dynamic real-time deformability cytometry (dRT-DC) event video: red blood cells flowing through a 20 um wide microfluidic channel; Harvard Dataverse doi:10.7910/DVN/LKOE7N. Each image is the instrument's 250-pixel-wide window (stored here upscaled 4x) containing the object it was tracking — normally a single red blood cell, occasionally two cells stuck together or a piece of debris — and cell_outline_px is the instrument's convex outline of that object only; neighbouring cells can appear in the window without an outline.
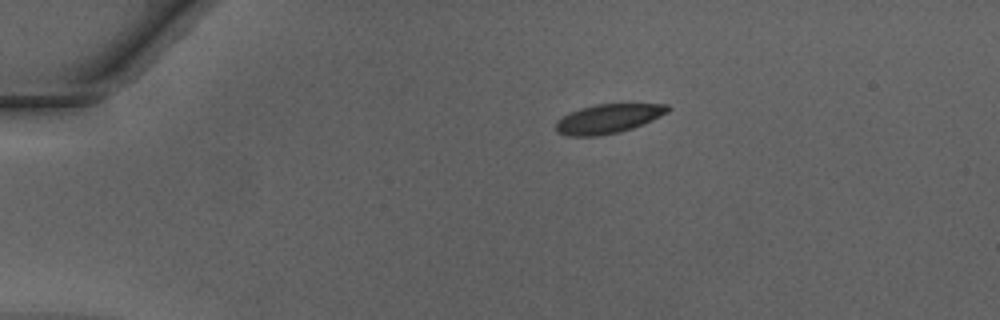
{"species": "Egyptian fruit bat (a non-hibernating species)", "species_latin": "Rousettus aegyptiacus", "temperature_condition": "warm", "stored_images_in_passage": 40, "camera_frame_rate_fps": 3000, "um_per_image_px": 0.085, "animal": {"sex": "male"}, "frame": {"image": 1, "passage_image": 1, "time_ms": 0.0, "image_size_px": [1000, 320], "cell_outline_px": [[672, 108], [668, 112], [644, 124], [620, 132], [600, 136], [568, 136], [556, 132], [556, 124], [568, 112], [580, 108], [596, 104], [668, 104]], "centroid_in_image_um": [51.71, 10.09], "position_along_channel_um": 33.3, "area_um2": 19.07}}
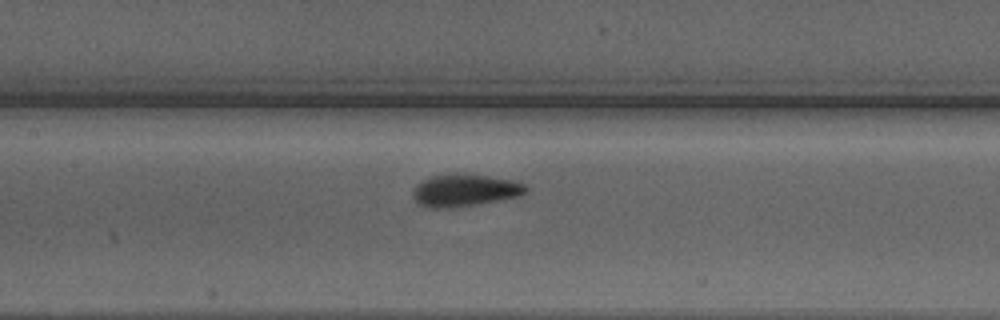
{"frame": {"image": 2, "passage_image": 15, "time_ms": 4.667, "image_size_px": [1000, 320], "cell_outline_px": [[528, 188], [520, 196], [476, 204], [452, 208], [424, 208], [416, 204], [412, 196], [412, 188], [416, 184], [432, 176], [456, 172], [488, 176], [512, 180], [524, 184]], "centroid_in_image_um": [39.42, 16.18], "position_along_channel_um": 168.0, "area_um2": 21.56}}
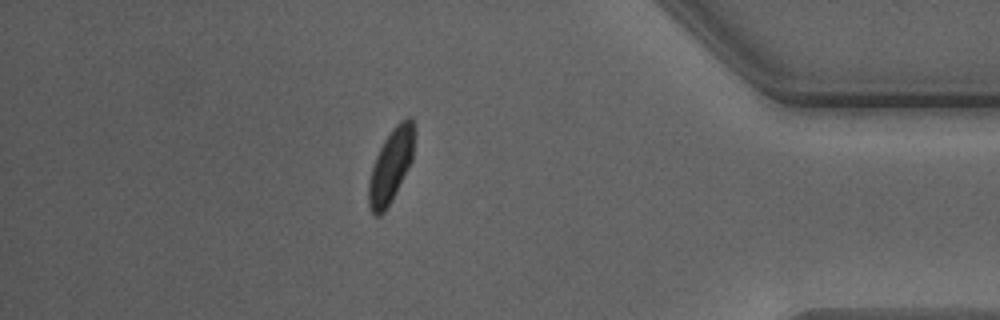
{"frame": {"image": 3, "passage_image": 34, "time_ms": 11.0, "image_size_px": [1000, 320], "cell_outline_px": [[412, 160], [408, 168], [384, 212], [380, 216], [376, 216], [372, 212], [368, 204], [368, 184], [372, 168], [376, 156], [384, 140], [392, 128], [400, 120], [408, 116], [412, 120]], "centroid_in_image_um": [33.18, 14.11], "position_along_channel_um": 402.0, "area_um2": 18.84}, "authors_computed_cell_mechanics": {"area_um2": 20.0566, "velocity_mm_per_s": 4.2432, "shape_relaxation_time_tau1_ms": 1.9803, "shape_relaxation_time_tau2_ms": null, "deformation_change_tau1": 0.1441, "deformation_change_tau2": null}}